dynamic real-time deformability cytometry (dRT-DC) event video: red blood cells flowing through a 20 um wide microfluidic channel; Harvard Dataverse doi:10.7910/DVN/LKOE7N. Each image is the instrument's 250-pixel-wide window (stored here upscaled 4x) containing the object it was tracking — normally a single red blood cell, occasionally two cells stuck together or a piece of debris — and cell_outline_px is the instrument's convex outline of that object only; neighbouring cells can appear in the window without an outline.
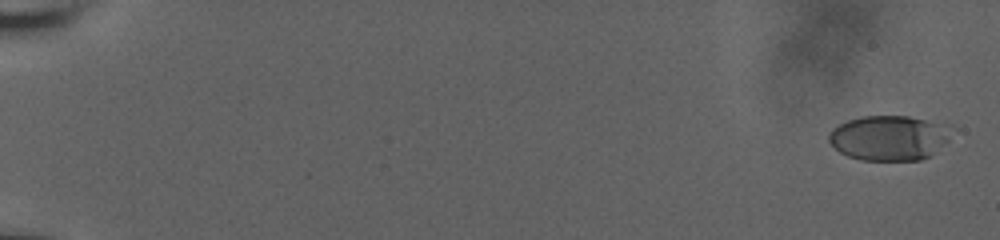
{"species": "human", "species_latin": "Homo sapiens", "temperature_condition": "room temperature", "stored_images_in_passage": 63, "camera_frame_rate_fps": 3000, "um_per_image_px": 0.085, "donor": {"sex": "male"}, "frame": {"image": 1, "passage_image": 1, "time_ms": 0.0, "image_size_px": [1000, 240], "cell_outline_px": [[960, 128], [948, 140], [928, 156], [920, 160], [860, 160], [848, 156], [840, 152], [828, 140], [828, 136], [832, 128], [848, 120], [864, 116], [908, 116], [952, 124]], "centroid_in_image_um": [75.67, 11.69], "position_along_channel_um": 9.3, "area_um2": 32.66}}
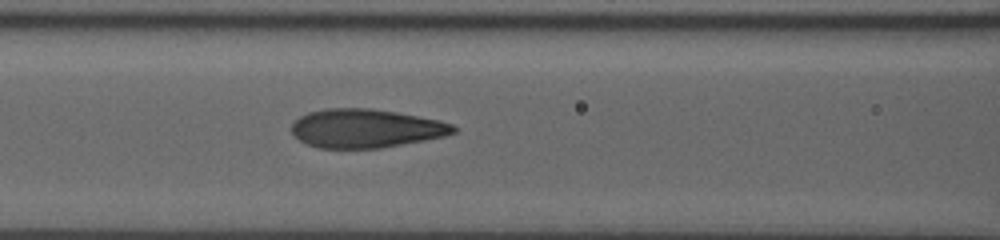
{"frame": {"image": 2, "passage_image": 36, "time_ms": 9.0, "image_size_px": [1000, 240], "cell_outline_px": [[456, 132], [444, 136], [424, 140], [380, 148], [320, 148], [308, 144], [300, 140], [292, 132], [292, 124], [300, 116], [308, 112], [324, 108], [372, 108], [396, 112], [440, 120], [452, 124], [456, 128]], "centroid_in_image_um": [31.09, 10.9], "position_along_channel_um": 135.5, "area_um2": 36.36}}
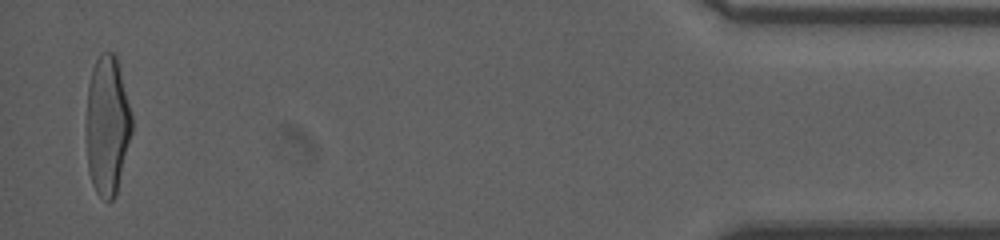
{"frame": {"image": 3, "passage_image": 63, "time_ms": 18.667, "image_size_px": [1000, 240], "cell_outline_px": [[132, 132], [116, 196], [108, 204], [96, 192], [92, 184], [88, 168], [88, 84], [92, 68], [100, 52], [112, 52], [116, 56], [132, 116]], "centroid_in_image_um": [9.14, 10.7], "position_along_channel_um": 426.1, "area_um2": 36.53}, "authors_computed_cell_mechanics": {"area_um2": 35.7204, "velocity_mm_per_s": 3.7776, "shape_relaxation_time_tau1_ms": 4.7097, "shape_relaxation_time_tau2_ms": 0.823, "deformation_change_tau1": 0.2173, "deformation_change_tau2": 0.0746}}